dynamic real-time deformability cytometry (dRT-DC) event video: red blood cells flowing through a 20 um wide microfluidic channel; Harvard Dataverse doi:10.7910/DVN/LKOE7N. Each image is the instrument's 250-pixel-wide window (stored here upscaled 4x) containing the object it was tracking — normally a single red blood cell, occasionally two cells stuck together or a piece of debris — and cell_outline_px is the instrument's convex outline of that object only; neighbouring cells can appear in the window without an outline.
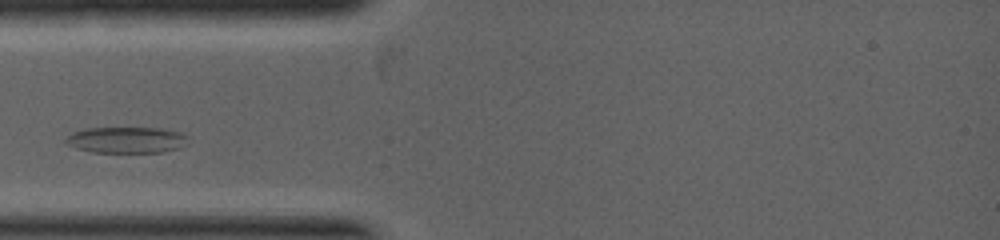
{"species": "common noctule bat (a hibernating species)", "species_latin": "Nyctalus noctula", "temperature_condition": "warm", "stored_images_in_passage": 6, "camera_frame_rate_fps": 5000, "um_per_image_px": 0.085, "animal": {"sex": "female", "body_mass_g": 19.0, "forearm_length_mm": 53.3}, "frame": {"image": 1, "passage_image": 3, "time_ms": 1.0, "image_size_px": [1000, 240], "cell_outline_px": [[188, 144], [180, 148], [160, 152], [92, 152], [76, 148], [68, 144], [64, 140], [72, 132], [84, 128], [160, 128], [180, 132], [188, 136]], "centroid_in_image_um": [10.78, 11.89], "position_along_channel_um": 74.2, "area_um2": 18.73}}
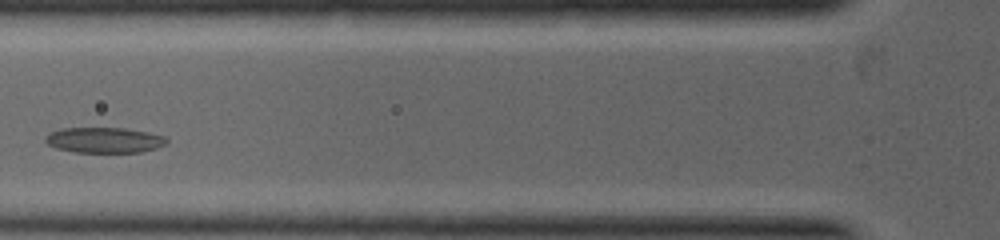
{"frame": {"image": 2, "passage_image": 4, "time_ms": 1.6, "image_size_px": [1000, 240], "cell_outline_px": [[168, 144], [156, 148], [140, 152], [76, 152], [56, 148], [48, 144], [44, 140], [44, 136], [60, 128], [124, 128], [148, 132], [164, 136], [168, 140]], "centroid_in_image_um": [8.87, 11.9], "position_along_channel_um": 116.9, "area_um2": 18.03}}
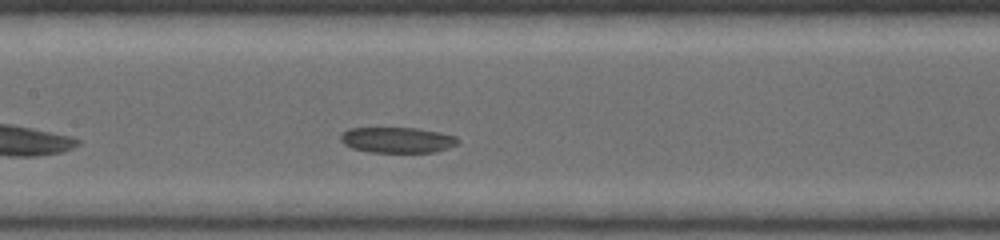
{"frame": {"image": 3, "passage_image": 6, "time_ms": 2.4, "image_size_px": [1000, 240], "cell_outline_px": [[460, 140], [456, 144], [448, 148], [436, 152], [372, 152], [352, 148], [344, 144], [340, 140], [340, 136], [348, 128], [416, 128], [440, 132], [456, 136]], "centroid_in_image_um": [33.79, 11.89], "position_along_channel_um": 173.6, "area_um2": 17.51}}